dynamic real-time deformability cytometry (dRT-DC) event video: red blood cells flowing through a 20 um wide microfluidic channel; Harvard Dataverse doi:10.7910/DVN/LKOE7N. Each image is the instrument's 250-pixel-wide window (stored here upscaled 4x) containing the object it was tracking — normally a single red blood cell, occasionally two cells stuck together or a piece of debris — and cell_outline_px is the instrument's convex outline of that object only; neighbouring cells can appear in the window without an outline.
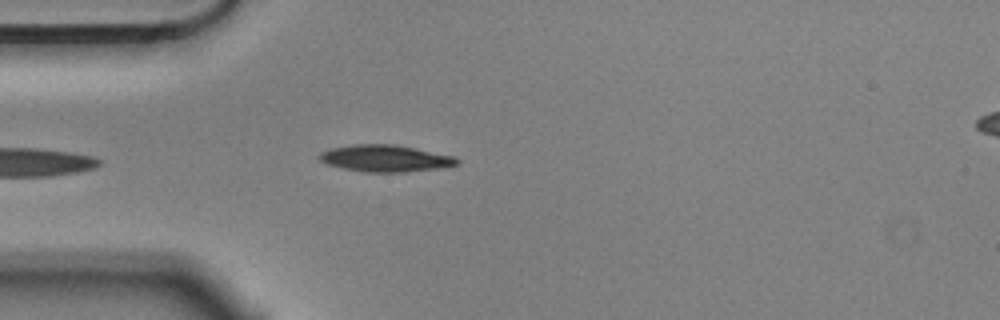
{"species": "Egyptian fruit bat (a non-hibernating species)", "species_latin": "Rousettus aegyptiacus", "temperature_condition": "cold", "stored_images_in_passage": 5, "camera_frame_rate_fps": 3000, "um_per_image_px": 0.085, "animal": {"sex": "male"}, "frame": {"image": 1, "passage_image": 5, "time_ms": 1.333, "image_size_px": [1000, 320], "cell_outline_px": [[460, 160], [456, 164], [440, 168], [404, 172], [364, 172], [344, 168], [328, 164], [320, 160], [316, 156], [320, 152], [332, 148], [352, 144], [392, 144], [452, 156]], "centroid_in_image_um": [32.69, 13.46], "position_along_channel_um": 52.3, "area_um2": 21.15}}